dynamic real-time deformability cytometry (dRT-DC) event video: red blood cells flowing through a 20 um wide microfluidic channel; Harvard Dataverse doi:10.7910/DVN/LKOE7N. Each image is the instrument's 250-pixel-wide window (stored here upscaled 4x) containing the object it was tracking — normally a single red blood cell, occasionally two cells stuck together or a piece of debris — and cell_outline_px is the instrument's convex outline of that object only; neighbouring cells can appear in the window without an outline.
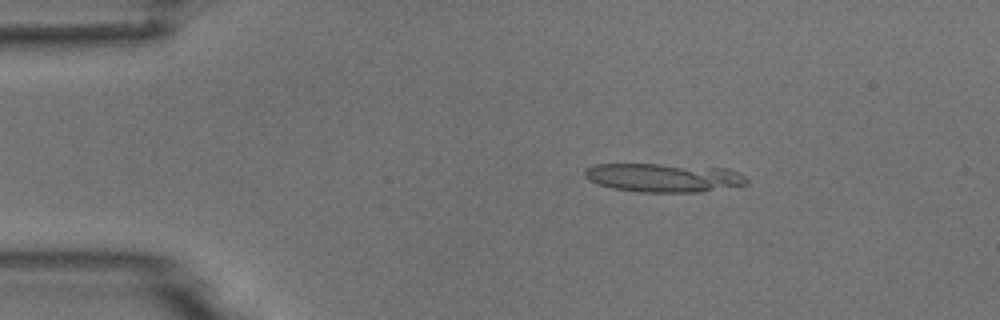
{"species": "common noctule bat (a hibernating species)", "species_latin": "Nyctalus noctula", "temperature_condition": "room temperature", "stored_images_in_passage": 5, "camera_frame_rate_fps": 3000, "um_per_image_px": 0.085, "animal": {"sex": "male", "body_mass_g": 18.8}, "frame": {"image": 1, "passage_image": 3, "time_ms": 2.333, "image_size_px": [1000, 320], "cell_outline_px": [[748, 184], [700, 192], [640, 192], [612, 188], [596, 184], [588, 180], [584, 176], [584, 172], [588, 168], [596, 164], [656, 164], [728, 168], [740, 172], [748, 180]], "centroid_in_image_um": [56.42, 15.1], "position_along_channel_um": 28.6, "area_um2": 27.17}}